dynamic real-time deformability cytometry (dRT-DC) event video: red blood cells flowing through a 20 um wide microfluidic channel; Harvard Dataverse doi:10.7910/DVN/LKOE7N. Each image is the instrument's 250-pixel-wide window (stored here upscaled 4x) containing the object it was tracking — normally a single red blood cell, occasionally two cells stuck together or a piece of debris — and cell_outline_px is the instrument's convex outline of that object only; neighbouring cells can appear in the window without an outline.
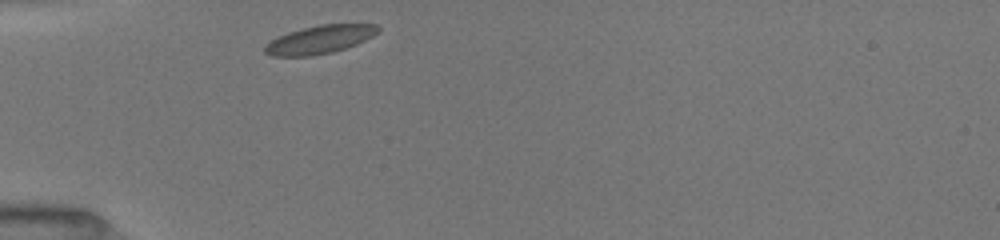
{"species": "common noctule bat (a hibernating species)", "species_latin": "Nyctalus noctula", "temperature_condition": "room temperature", "stored_images_in_passage": 30, "camera_frame_rate_fps": 3000, "um_per_image_px": 0.085, "animal": {"sex": "female", "body_mass_g": 19.5, "forearm_length_mm": 54.1}, "frame": {"image": 1, "passage_image": 1, "time_ms": 0.0, "image_size_px": [1000, 240], "cell_outline_px": [[380, 28], [372, 36], [356, 44], [332, 52], [308, 56], [272, 56], [264, 52], [264, 48], [272, 40], [288, 32], [320, 24], [376, 24]], "centroid_in_image_um": [27.18, 3.36], "position_along_channel_um": 57.8, "area_um2": 18.21}}
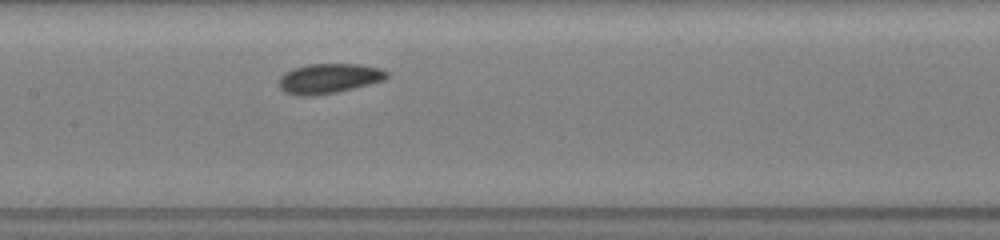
{"frame": {"image": 2, "passage_image": 11, "time_ms": 3.333, "image_size_px": [1000, 240], "cell_outline_px": [[388, 76], [384, 80], [336, 92], [312, 96], [296, 96], [284, 92], [280, 88], [280, 76], [284, 72], [292, 68], [308, 64], [360, 64], [380, 68], [388, 72]], "centroid_in_image_um": [27.92, 6.67], "position_along_channel_um": 179.5, "area_um2": 18.79}}
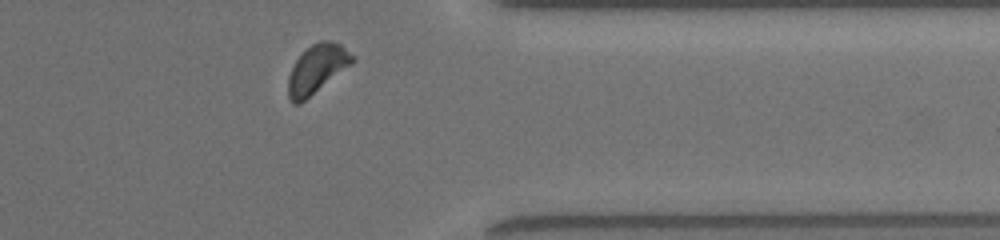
{"frame": {"image": 3, "passage_image": 27, "time_ms": 8.667, "image_size_px": [1000, 240], "cell_outline_px": [[356, 56], [348, 64], [300, 104], [292, 104], [288, 96], [288, 76], [296, 60], [312, 44], [320, 40], [332, 40], [340, 44]], "centroid_in_image_um": [26.89, 5.84], "position_along_channel_um": 384.5, "area_um2": 17.46}, "authors_computed_cell_mechanics": {"area_um2": 18.0625, "velocity_mm_per_s": 3.9761, "shape_relaxation_time_tau1_ms": 3.9844, "shape_relaxation_time_tau2_ms": null, "deformation_change_tau1": 0.0607, "deformation_change_tau2": null}}